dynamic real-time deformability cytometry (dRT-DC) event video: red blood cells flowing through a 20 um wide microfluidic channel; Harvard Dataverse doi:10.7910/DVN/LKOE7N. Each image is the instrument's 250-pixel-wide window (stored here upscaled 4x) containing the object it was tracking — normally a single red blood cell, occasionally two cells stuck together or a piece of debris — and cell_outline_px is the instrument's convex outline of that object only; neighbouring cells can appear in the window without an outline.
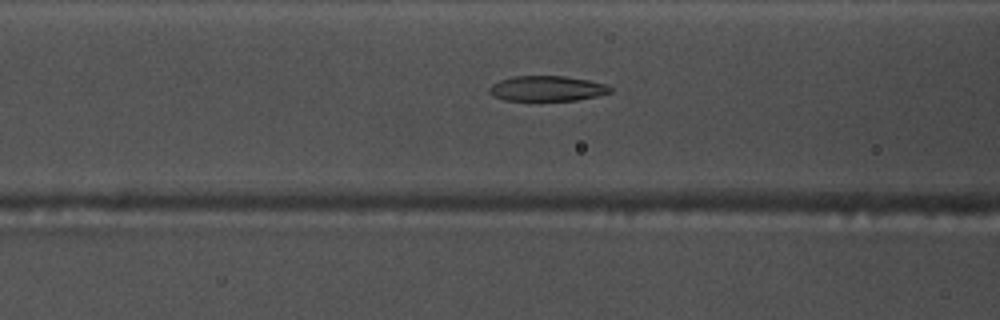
{"species": "common noctule bat (a hibernating species)", "species_latin": "Nyctalus noctula", "temperature_condition": "warm", "stored_images_in_passage": 45, "camera_frame_rate_fps": 3000, "um_per_image_px": 0.085, "animal": {"sex": "male", "body_mass_g": 17.5, "forearm_length_mm": 52.3}, "frame": {"image": 1, "passage_image": 12, "time_ms": 3.667, "image_size_px": [1000, 320], "cell_outline_px": [[612, 92], [596, 96], [576, 100], [536, 104], [504, 100], [492, 96], [488, 92], [488, 88], [492, 84], [500, 80], [512, 76], [564, 76], [588, 80], [604, 84], [612, 88]], "centroid_in_image_um": [46.42, 7.58], "position_along_channel_um": 120.2, "area_um2": 18.79}}
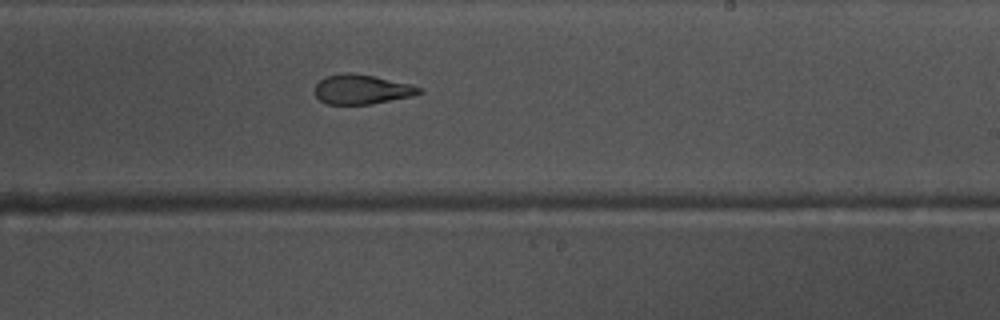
{"frame": {"image": 2, "passage_image": 23, "time_ms": 7.333, "image_size_px": [1000, 320], "cell_outline_px": [[424, 92], [412, 96], [372, 104], [324, 104], [316, 96], [316, 84], [324, 76], [344, 72], [352, 72], [412, 84], [420, 88]], "centroid_in_image_um": [30.74, 7.59], "position_along_channel_um": 258.3, "area_um2": 18.03}}
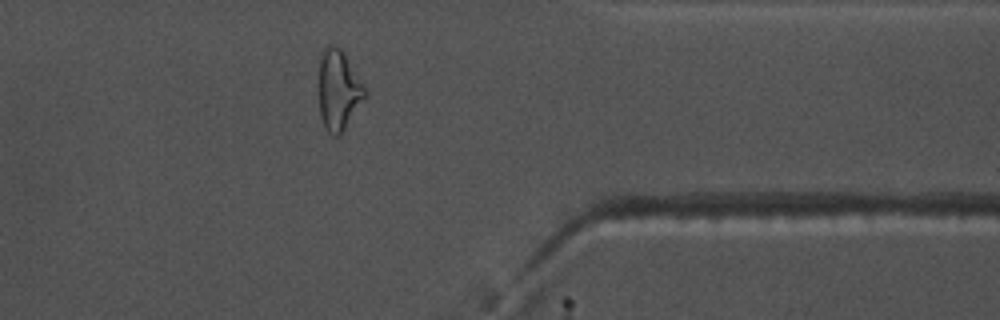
{"frame": {"image": 3, "passage_image": 34, "time_ms": 11.0, "image_size_px": [1000, 320], "cell_outline_px": [[364, 96], [340, 136], [332, 136], [324, 128], [320, 116], [320, 52], [328, 44], [332, 44], [340, 48], [364, 84]], "centroid_in_image_um": [28.74, 7.65], "position_along_channel_um": 382.7, "area_um2": 20.98}, "authors_computed_cell_mechanics": {"area_um2": 19.0162, "velocity_mm_per_s": 3.7786, "shape_relaxation_time_tau1_ms": 8.3466, "shape_relaxation_time_tau2_ms": 1.4294, "deformation_change_tau1": 0.2531, "deformation_change_tau2": 0.0789}}